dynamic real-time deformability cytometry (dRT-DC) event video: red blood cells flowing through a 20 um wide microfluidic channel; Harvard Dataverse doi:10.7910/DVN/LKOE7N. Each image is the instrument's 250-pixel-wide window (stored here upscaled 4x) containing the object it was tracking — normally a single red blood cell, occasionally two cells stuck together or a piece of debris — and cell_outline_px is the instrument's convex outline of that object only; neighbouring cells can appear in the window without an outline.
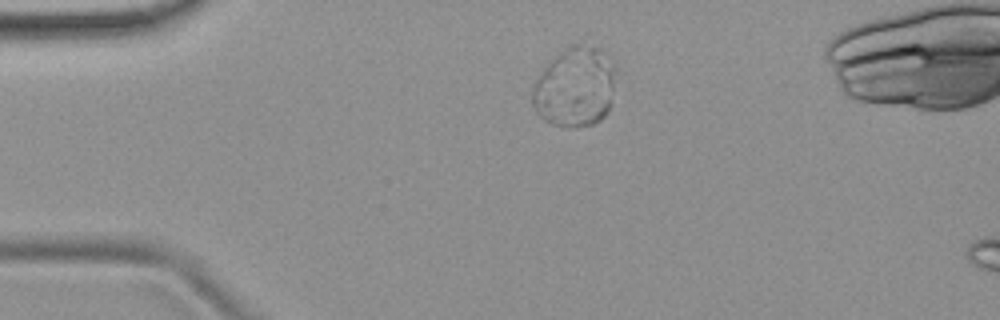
{"species": "common noctule bat (a hibernating species)", "species_latin": "Nyctalus noctula", "temperature_condition": "room temperature", "stored_images_in_passage": 4, "camera_frame_rate_fps": 3000, "um_per_image_px": 0.085, "animal": {"sex": "female", "body_mass_g": 19.9}, "frame": {"image": 1, "passage_image": 2, "time_ms": 1.0, "image_size_px": [1000, 320], "cell_outline_px": [[616, 72], [608, 112], [600, 120], [592, 124], [572, 128], [568, 128], [552, 124], [544, 120], [536, 112], [532, 104], [532, 88], [536, 80], [544, 68], [568, 44], [580, 44], [596, 48], [600, 52]], "centroid_in_image_um": [48.83, 7.45], "position_along_channel_um": 36.2, "area_um2": 38.26}}